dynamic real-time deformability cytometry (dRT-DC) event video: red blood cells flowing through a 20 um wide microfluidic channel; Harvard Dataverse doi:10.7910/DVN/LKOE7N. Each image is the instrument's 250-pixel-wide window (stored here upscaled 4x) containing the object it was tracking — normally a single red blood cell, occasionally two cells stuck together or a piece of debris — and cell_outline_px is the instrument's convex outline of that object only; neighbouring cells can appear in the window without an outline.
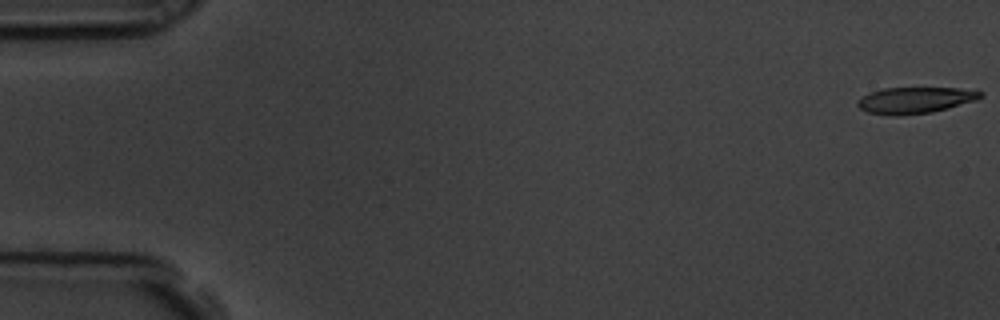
{"species": "common noctule bat (a hibernating species)", "species_latin": "Nyctalus noctula", "temperature_condition": "room temperature", "stored_images_in_passage": 9, "camera_frame_rate_fps": 3000, "um_per_image_px": 0.085, "animal": {"sex": "male", "body_mass_g": 19.5, "forearm_length_mm": 54.6}, "frame": {"image": 1, "passage_image": 1, "time_ms": 0.0, "image_size_px": [1000, 320], "cell_outline_px": [[984, 96], [976, 100], [948, 108], [932, 112], [896, 116], [892, 116], [868, 112], [860, 108], [856, 104], [856, 100], [872, 92], [884, 88], [976, 88], [984, 92]], "centroid_in_image_um": [77.86, 8.51], "position_along_channel_um": 7.1, "area_um2": 19.02}}